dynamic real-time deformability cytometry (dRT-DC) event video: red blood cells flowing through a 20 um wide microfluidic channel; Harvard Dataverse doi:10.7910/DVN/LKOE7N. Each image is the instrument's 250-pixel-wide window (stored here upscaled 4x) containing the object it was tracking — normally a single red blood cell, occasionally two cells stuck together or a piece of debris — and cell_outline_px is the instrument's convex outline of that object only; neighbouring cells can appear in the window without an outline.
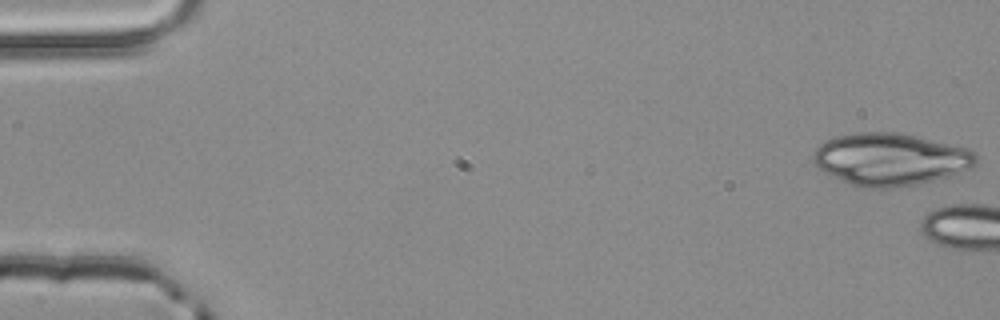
{"species": "common noctule bat (a hibernating species)", "species_latin": "Nyctalus noctula", "temperature_condition": "room temperature", "stored_images_in_passage": 4, "camera_frame_rate_fps": 3000, "um_per_image_px": 0.085, "animal": {"sex": "male", "body_mass_g": 20.4}, "frame": {"image": 1, "passage_image": 1, "time_ms": 0.0, "image_size_px": [1000, 320], "cell_outline_px": [[980, 160], [976, 164], [968, 168], [932, 180], [916, 184], [892, 188], [860, 188], [840, 180], [824, 172], [812, 160], [812, 156], [816, 148], [824, 140], [836, 136], [856, 132], [892, 132], [916, 136], [972, 148], [976, 152]], "centroid_in_image_um": [75.67, 13.52], "position_along_channel_um": 9.3, "area_um2": 49.71}}
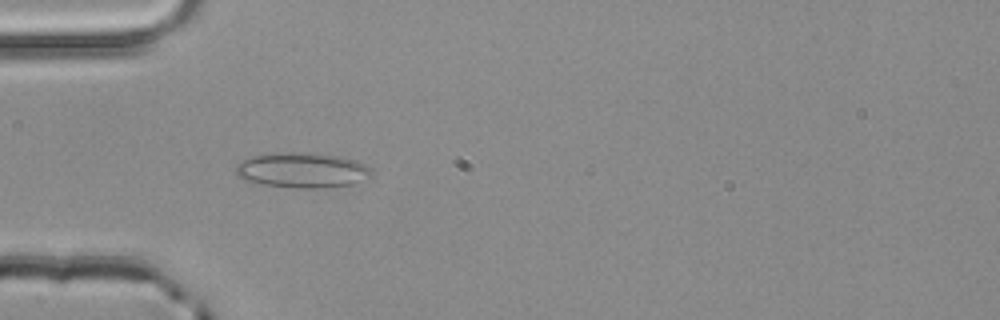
{"frame": {"image": 2, "passage_image": 4, "time_ms": 1.0, "image_size_px": [1000, 320], "cell_outline_px": [[372, 176], [352, 184], [320, 188], [292, 188], [260, 184], [244, 180], [236, 176], [236, 164], [252, 156], [288, 152], [292, 152], [340, 156], [364, 164], [372, 168]], "centroid_in_image_um": [25.67, 14.49], "position_along_channel_um": 59.3, "area_um2": 27.69}}